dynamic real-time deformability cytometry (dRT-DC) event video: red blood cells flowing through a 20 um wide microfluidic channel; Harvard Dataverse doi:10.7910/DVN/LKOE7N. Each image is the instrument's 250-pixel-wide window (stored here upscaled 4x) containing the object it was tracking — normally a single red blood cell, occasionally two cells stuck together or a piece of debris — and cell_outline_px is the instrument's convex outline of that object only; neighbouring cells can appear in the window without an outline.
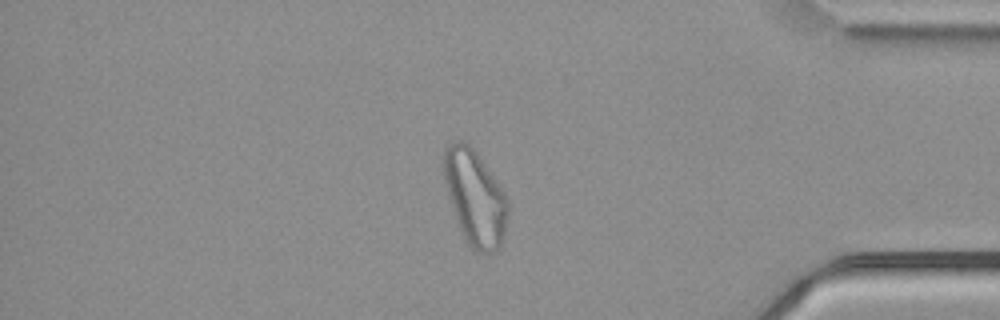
{"species": "common noctule bat (a hibernating species)", "species_latin": "Nyctalus noctula", "temperature_condition": "cold", "stored_images_in_passage": 56, "camera_frame_rate_fps": 3000, "um_per_image_px": 0.085, "animal": {"sex": "male", "body_mass_g": 21.5, "forearm_length_mm": 52.0}, "frame": {"image": 1, "passage_image": 48, "time_ms": 15.667, "image_size_px": [1000, 320], "cell_outline_px": [[508, 216], [500, 248], [492, 252], [480, 252], [472, 248], [464, 240], [456, 220], [444, 180], [444, 148], [448, 144], [456, 140], [460, 140], [468, 144], [476, 152], [504, 192], [508, 200]], "centroid_in_image_um": [40.37, 16.81], "position_along_channel_um": 394.8, "area_um2": 35.2}}